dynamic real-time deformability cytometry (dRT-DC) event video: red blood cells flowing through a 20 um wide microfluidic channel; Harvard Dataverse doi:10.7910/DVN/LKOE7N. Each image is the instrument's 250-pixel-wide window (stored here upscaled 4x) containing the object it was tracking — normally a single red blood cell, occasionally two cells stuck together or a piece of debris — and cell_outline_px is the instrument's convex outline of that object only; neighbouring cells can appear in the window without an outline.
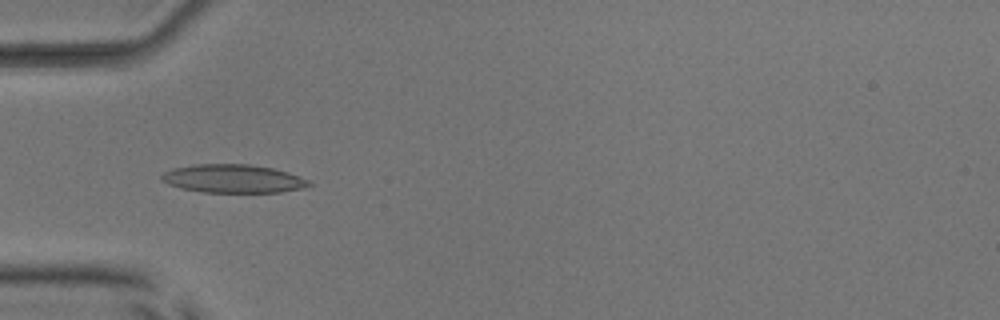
{"species": "common noctule bat (a hibernating species)", "species_latin": "Nyctalus noctula", "temperature_condition": "room temperature", "stored_images_in_passage": 51, "camera_frame_rate_fps": 3000, "um_per_image_px": 0.085, "animal": {"sex": "male", "body_mass_g": 17.9, "forearm_length_mm": 54.2}, "frame": {"image": 1, "passage_image": 16, "time_ms": 5.0, "image_size_px": [1000, 320], "cell_outline_px": [[312, 184], [304, 188], [280, 192], [204, 192], [180, 188], [168, 184], [160, 180], [160, 176], [164, 172], [172, 168], [192, 164], [248, 164], [272, 168], [288, 172], [308, 180]], "centroid_in_image_um": [19.77, 15.18], "position_along_channel_um": 65.2, "area_um2": 24.39}}
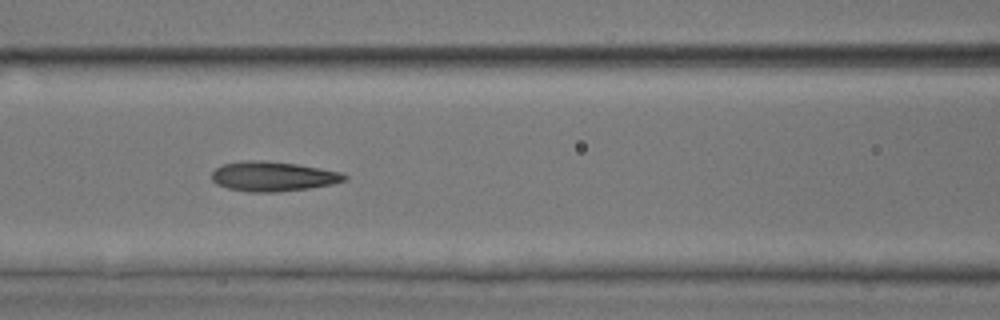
{"frame": {"image": 2, "passage_image": 22, "time_ms": 7.0, "image_size_px": [1000, 320], "cell_outline_px": [[348, 180], [332, 184], [308, 188], [276, 192], [252, 192], [228, 188], [216, 184], [212, 180], [212, 172], [220, 164], [244, 160], [264, 160], [296, 164], [320, 168], [340, 172], [348, 176]], "centroid_in_image_um": [23.19, 14.98], "position_along_channel_um": 143.4, "area_um2": 23.06}}
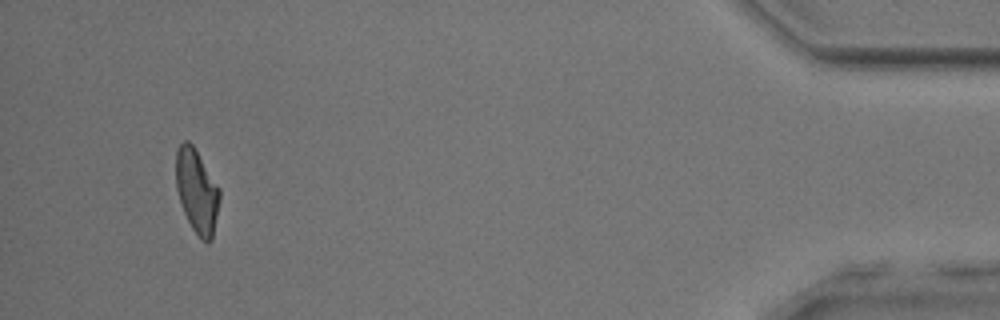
{"frame": {"image": 3, "passage_image": 48, "time_ms": 15.667, "image_size_px": [1000, 320], "cell_outline_px": [[220, 200], [212, 240], [208, 244], [200, 240], [192, 228], [184, 212], [176, 188], [176, 152], [180, 144], [184, 140], [188, 140], [192, 144], [220, 188]], "centroid_in_image_um": [16.74, 16.27], "position_along_channel_um": 418.5, "area_um2": 21.39}, "authors_computed_cell_mechanics": {"area_um2": 22.4264, "velocity_mm_per_s": 3.9963, "shape_relaxation_time_tau1_ms": 3.0814, "shape_relaxation_time_tau2_ms": 1.8761, "deformation_change_tau1": 0.1677, "deformation_change_tau2": 0.1107}}